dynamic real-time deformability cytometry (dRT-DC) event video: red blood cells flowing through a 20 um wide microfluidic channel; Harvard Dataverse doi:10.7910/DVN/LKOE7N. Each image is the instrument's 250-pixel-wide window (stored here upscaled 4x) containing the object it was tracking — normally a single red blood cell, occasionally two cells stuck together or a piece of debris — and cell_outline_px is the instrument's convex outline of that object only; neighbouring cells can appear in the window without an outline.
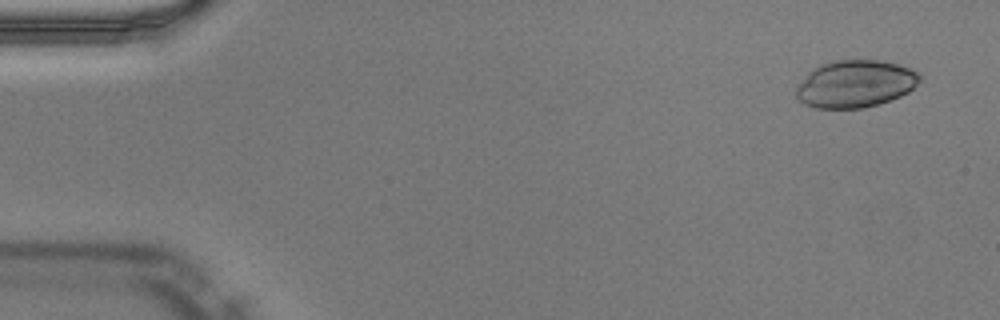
{"species": "Egyptian fruit bat (a non-hibernating species)", "species_latin": "Rousettus aegyptiacus", "temperature_condition": "warm", "stored_images_in_passage": 48, "camera_frame_rate_fps": 3000, "um_per_image_px": 0.085, "animal": {"sex": "male"}, "frame": {"image": 1, "passage_image": 1, "time_ms": 0.0, "image_size_px": [1000, 320], "cell_outline_px": [[920, 80], [908, 92], [900, 96], [864, 108], [816, 108], [804, 104], [796, 96], [796, 88], [808, 72], [812, 68], [820, 64], [832, 60], [880, 60], [896, 64], [908, 68], [916, 72], [920, 76]], "centroid_in_image_um": [72.65, 7.12], "position_along_channel_um": 12.3, "area_um2": 33.81}}
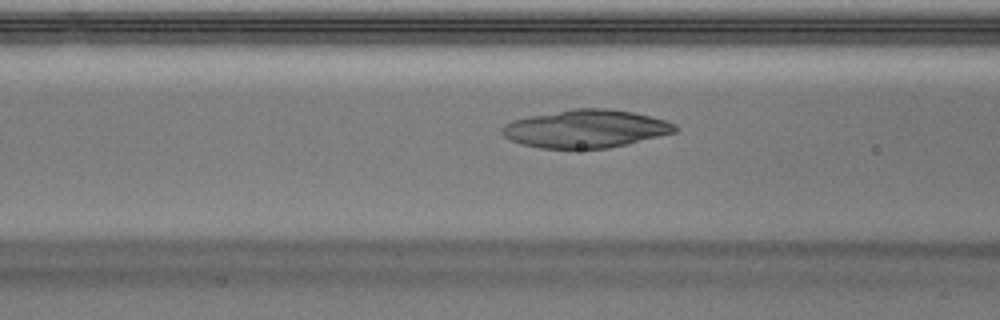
{"frame": {"image": 2, "passage_image": 18, "time_ms": 5.667, "image_size_px": [1000, 320], "cell_outline_px": [[676, 132], [608, 148], [540, 148], [520, 144], [504, 136], [500, 132], [500, 128], [504, 124], [512, 120], [572, 108], [608, 108], [632, 112], [664, 120], [676, 124]], "centroid_in_image_um": [49.74, 10.94], "position_along_channel_um": 116.9, "area_um2": 37.97}}
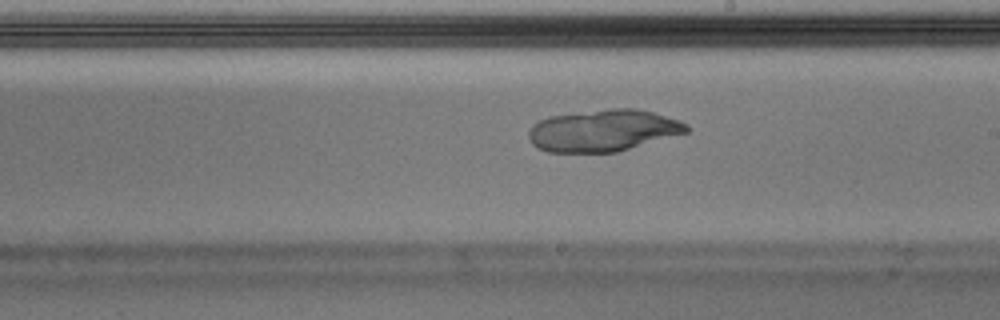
{"frame": {"image": 3, "passage_image": 27, "time_ms": 8.667, "image_size_px": [1000, 320], "cell_outline_px": [[688, 132], [616, 152], [548, 152], [532, 144], [528, 136], [528, 132], [532, 124], [548, 116], [612, 108], [636, 108], [652, 112], [680, 120], [688, 124]], "centroid_in_image_um": [51.26, 11.08], "position_along_channel_um": 237.7, "area_um2": 38.38}}